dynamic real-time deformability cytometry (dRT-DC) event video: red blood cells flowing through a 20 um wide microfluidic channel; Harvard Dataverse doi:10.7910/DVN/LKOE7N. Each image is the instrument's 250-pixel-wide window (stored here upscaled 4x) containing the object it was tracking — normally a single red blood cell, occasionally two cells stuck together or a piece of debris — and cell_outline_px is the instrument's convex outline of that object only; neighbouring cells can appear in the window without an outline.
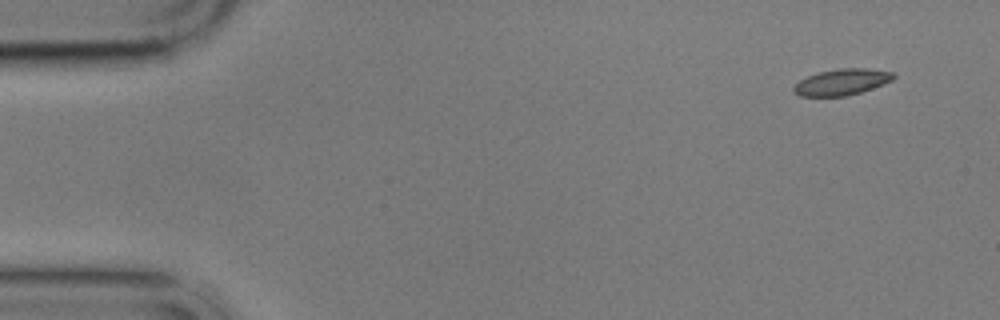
{"species": "common noctule bat (a hibernating species)", "species_latin": "Nyctalus noctula", "temperature_condition": "cold", "stored_images_in_passage": 6, "segment_of_instrument_passage": [2, 2], "camera_frame_rate_fps": 3000, "um_per_image_px": 0.085, "animal": {"sex": "male", "body_mass_g": 17.9}, "frame": {"image": 1, "passage_image": 6, "time_ms": 6.667, "image_size_px": [1000, 320], "cell_outline_px": [[896, 76], [892, 80], [884, 84], [860, 92], [844, 96], [800, 96], [792, 92], [792, 88], [800, 80], [808, 76], [820, 72], [840, 68], [868, 68], [892, 72]], "centroid_in_image_um": [71.55, 6.97], "position_along_channel_um": 13.4, "area_um2": 15.14}}